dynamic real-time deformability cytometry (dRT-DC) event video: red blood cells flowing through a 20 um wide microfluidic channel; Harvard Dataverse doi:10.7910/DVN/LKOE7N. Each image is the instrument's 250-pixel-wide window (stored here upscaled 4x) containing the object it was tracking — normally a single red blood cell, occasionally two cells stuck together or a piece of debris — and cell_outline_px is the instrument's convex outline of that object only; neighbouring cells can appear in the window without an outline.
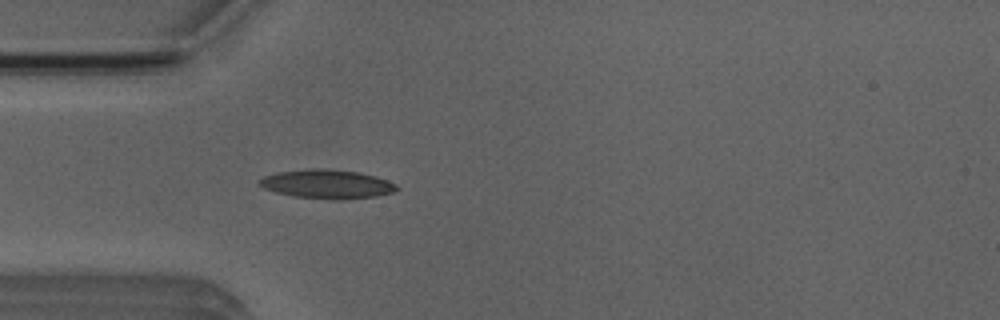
{"species": "Egyptian fruit bat (a non-hibernating species)", "species_latin": "Rousettus aegyptiacus", "temperature_condition": "room temperature", "stored_images_in_passage": 4, "camera_frame_rate_fps": 3000, "um_per_image_px": 0.085, "animal": {"sex": "male"}, "frame": {"image": 1, "passage_image": 4, "time_ms": 3.333, "image_size_px": [1000, 320], "cell_outline_px": [[400, 188], [392, 192], [376, 196], [344, 200], [328, 200], [296, 196], [276, 192], [264, 188], [256, 184], [256, 180], [264, 176], [276, 172], [312, 168], [316, 168], [356, 172], [376, 176], [396, 184]], "centroid_in_image_um": [27.76, 15.66], "position_along_channel_um": 57.2, "area_um2": 23.24}}